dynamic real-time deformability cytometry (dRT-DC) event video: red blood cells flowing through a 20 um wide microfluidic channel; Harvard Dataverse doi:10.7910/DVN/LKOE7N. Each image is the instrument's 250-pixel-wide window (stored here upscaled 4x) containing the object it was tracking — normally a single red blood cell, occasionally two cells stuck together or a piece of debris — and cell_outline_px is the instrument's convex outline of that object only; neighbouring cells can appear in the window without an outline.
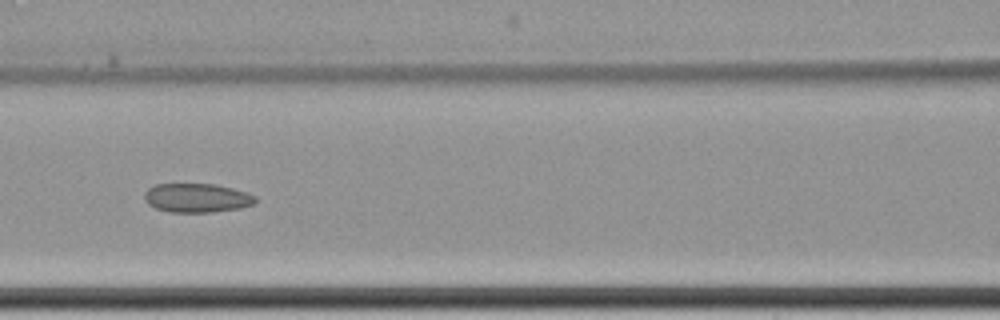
{"species": "common noctule bat (a hibernating species)", "species_latin": "Nyctalus noctula", "temperature_condition": "cold", "stored_images_in_passage": 11, "camera_frame_rate_fps": 3000, "um_per_image_px": 0.085, "animal": {"sex": "female", "body_mass_g": 22.7, "forearm_length_mm": 54.2}, "frame": {"image": 1, "passage_image": 7, "time_ms": 10.0, "image_size_px": [1000, 320], "cell_outline_px": [[256, 204], [240, 208], [212, 212], [168, 212], [156, 208], [148, 204], [144, 200], [144, 192], [148, 188], [156, 184], [216, 184], [232, 188], [256, 196]], "centroid_in_image_um": [16.72, 16.82], "position_along_channel_um": 149.9, "area_um2": 18.84}}
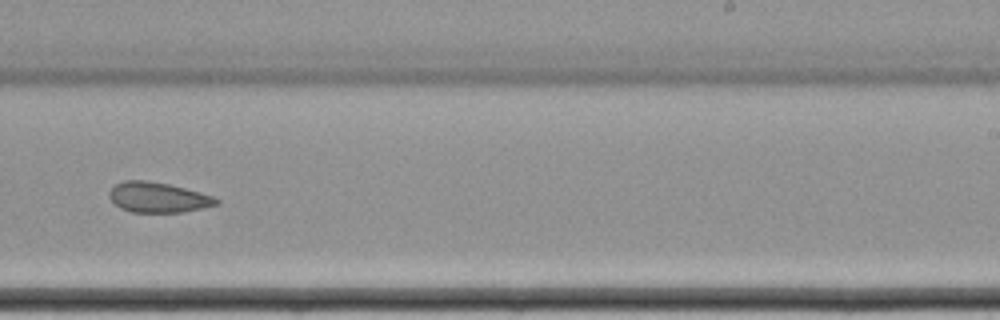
{"frame": {"image": 2, "passage_image": 10, "time_ms": 13.667, "image_size_px": [1000, 320], "cell_outline_px": [[220, 204], [180, 212], [132, 212], [120, 208], [108, 196], [108, 192], [116, 184], [124, 180], [144, 180], [168, 184], [200, 192], [212, 196], [220, 200]], "centroid_in_image_um": [13.42, 16.77], "position_along_channel_um": 275.6, "area_um2": 18.67}}
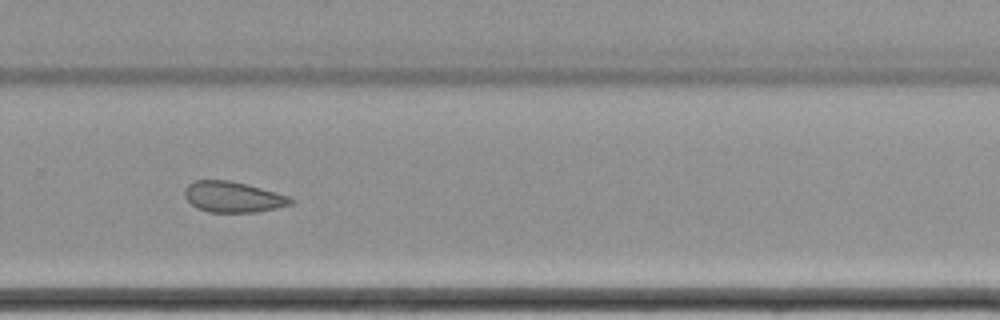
{"frame": {"image": 3, "passage_image": 11, "time_ms": 14.667, "image_size_px": [1000, 320], "cell_outline_px": [[296, 200], [292, 204], [276, 208], [256, 212], [208, 212], [196, 208], [184, 196], [184, 188], [188, 184], [196, 180], [228, 180], [276, 192], [288, 196]], "centroid_in_image_um": [19.79, 16.75], "position_along_channel_um": 310.0, "area_um2": 18.96}}